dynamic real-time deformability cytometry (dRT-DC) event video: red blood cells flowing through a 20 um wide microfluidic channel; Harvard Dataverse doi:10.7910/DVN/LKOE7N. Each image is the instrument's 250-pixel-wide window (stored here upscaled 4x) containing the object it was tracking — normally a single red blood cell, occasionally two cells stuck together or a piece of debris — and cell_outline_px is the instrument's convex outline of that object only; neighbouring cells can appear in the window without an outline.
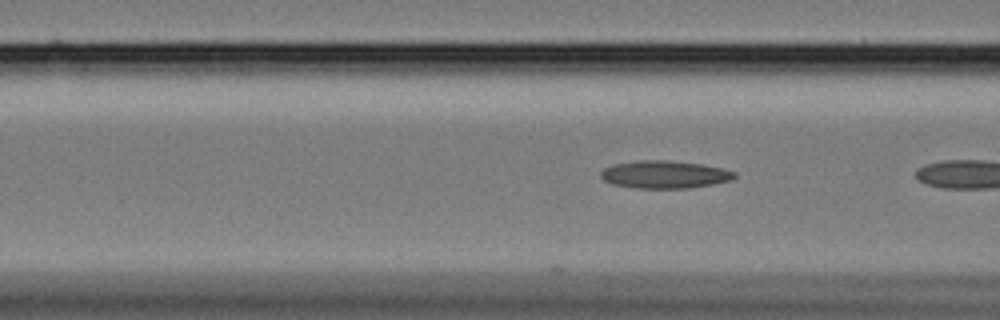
{"species": "Egyptian fruit bat (a non-hibernating species)", "species_latin": "Rousettus aegyptiacus", "temperature_condition": "cold", "stored_images_in_passage": 4, "camera_frame_rate_fps": 3000, "um_per_image_px": 0.085, "animal": {"sex": "female"}, "frame": {"image": 1, "passage_image": 4, "time_ms": 1.0, "image_size_px": [1000, 320], "cell_outline_px": [[736, 176], [732, 180], [712, 184], [688, 188], [636, 188], [612, 184], [604, 180], [600, 176], [600, 172], [604, 168], [612, 164], [636, 160], [668, 160], [700, 164], [724, 168], [736, 172]], "centroid_in_image_um": [56.48, 14.82], "position_along_channel_um": 110.1, "area_um2": 21.68}}